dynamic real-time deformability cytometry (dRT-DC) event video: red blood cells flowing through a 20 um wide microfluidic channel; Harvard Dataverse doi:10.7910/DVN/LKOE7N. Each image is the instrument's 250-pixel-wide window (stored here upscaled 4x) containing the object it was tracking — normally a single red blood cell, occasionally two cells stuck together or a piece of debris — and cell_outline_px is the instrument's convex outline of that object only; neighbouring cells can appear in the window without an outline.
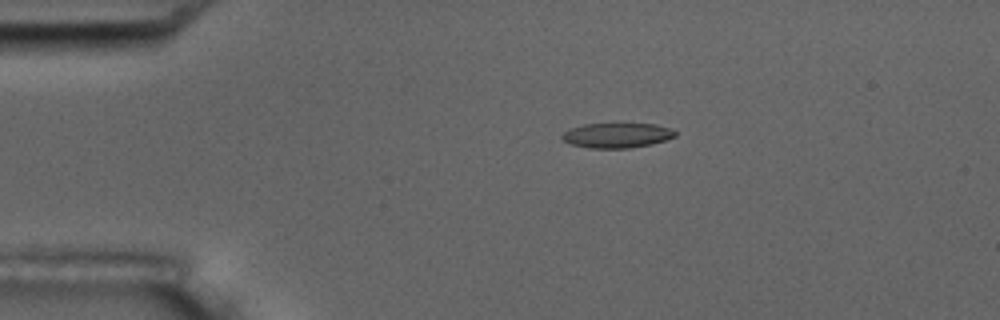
{"species": "common noctule bat (a hibernating species)", "species_latin": "Nyctalus noctula", "temperature_condition": "room temperature", "stored_images_in_passage": 15, "camera_frame_rate_fps": 3000, "um_per_image_px": 0.085, "animal": {"sex": "male", "body_mass_g": 17.5, "forearm_length_mm": 52.3}, "frame": {"image": 1, "passage_image": 3, "time_ms": 3.0, "image_size_px": [1000, 320], "cell_outline_px": [[676, 136], [652, 144], [628, 148], [588, 148], [572, 144], [564, 140], [560, 136], [568, 128], [584, 124], [656, 124], [672, 128], [676, 132]], "centroid_in_image_um": [52.44, 11.5], "position_along_channel_um": 32.6, "area_um2": 16.42}}
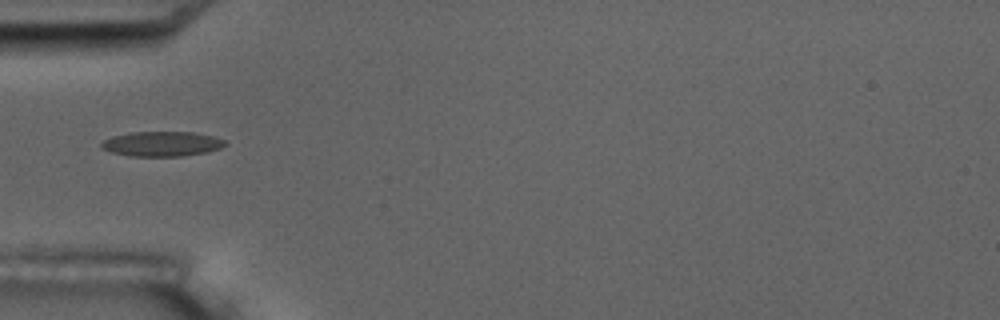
{"frame": {"image": 2, "passage_image": 5, "time_ms": 5.333, "image_size_px": [1000, 320], "cell_outline_px": [[228, 144], [220, 148], [208, 152], [180, 156], [132, 156], [112, 152], [100, 148], [100, 144], [104, 140], [112, 136], [132, 132], [192, 132], [212, 136], [228, 140]], "centroid_in_image_um": [13.79, 12.22], "position_along_channel_um": 71.2, "area_um2": 17.98}, "authors_computed_cell_mechanics": {"area_um2": 16.8776, "velocity_mm_per_s": 3.5993, "shape_relaxation_time_tau1_ms": null, "shape_relaxation_time_tau2_ms": 4.229, "deformation_change_tau1": null, "deformation_change_tau2": 0.1015}}